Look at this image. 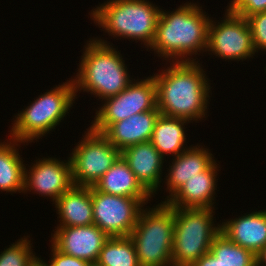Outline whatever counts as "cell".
Instances as JSON below:
<instances>
[{
	"mask_svg": "<svg viewBox=\"0 0 266 266\" xmlns=\"http://www.w3.org/2000/svg\"><path fill=\"white\" fill-rule=\"evenodd\" d=\"M33 266H44L43 263L38 259Z\"/></svg>",
	"mask_w": 266,
	"mask_h": 266,
	"instance_id": "4dcf8cb0",
	"label": "cell"
},
{
	"mask_svg": "<svg viewBox=\"0 0 266 266\" xmlns=\"http://www.w3.org/2000/svg\"><path fill=\"white\" fill-rule=\"evenodd\" d=\"M0 142V191L23 193L25 162L19 155L20 145L24 142L15 140ZM9 142V143H8ZM19 146V148H17Z\"/></svg>",
	"mask_w": 266,
	"mask_h": 266,
	"instance_id": "7402d4cb",
	"label": "cell"
},
{
	"mask_svg": "<svg viewBox=\"0 0 266 266\" xmlns=\"http://www.w3.org/2000/svg\"><path fill=\"white\" fill-rule=\"evenodd\" d=\"M94 37L87 41L73 79L75 94L89 92L98 100L119 94L132 81L121 52L110 42ZM132 80H131V79Z\"/></svg>",
	"mask_w": 266,
	"mask_h": 266,
	"instance_id": "3957f363",
	"label": "cell"
},
{
	"mask_svg": "<svg viewBox=\"0 0 266 266\" xmlns=\"http://www.w3.org/2000/svg\"><path fill=\"white\" fill-rule=\"evenodd\" d=\"M219 164L214 160L204 171L187 180L165 203L174 208H214Z\"/></svg>",
	"mask_w": 266,
	"mask_h": 266,
	"instance_id": "5bb4252c",
	"label": "cell"
},
{
	"mask_svg": "<svg viewBox=\"0 0 266 266\" xmlns=\"http://www.w3.org/2000/svg\"><path fill=\"white\" fill-rule=\"evenodd\" d=\"M220 223V232L257 256L266 246V209Z\"/></svg>",
	"mask_w": 266,
	"mask_h": 266,
	"instance_id": "2e32d148",
	"label": "cell"
},
{
	"mask_svg": "<svg viewBox=\"0 0 266 266\" xmlns=\"http://www.w3.org/2000/svg\"><path fill=\"white\" fill-rule=\"evenodd\" d=\"M174 207L160 202L143 208L130 238L140 266H173Z\"/></svg>",
	"mask_w": 266,
	"mask_h": 266,
	"instance_id": "8992f818",
	"label": "cell"
},
{
	"mask_svg": "<svg viewBox=\"0 0 266 266\" xmlns=\"http://www.w3.org/2000/svg\"><path fill=\"white\" fill-rule=\"evenodd\" d=\"M51 257L49 259V264L47 261L39 258L44 266H88L89 262L83 259L67 255L63 252H60L52 243L50 245ZM47 262V263H46Z\"/></svg>",
	"mask_w": 266,
	"mask_h": 266,
	"instance_id": "83f0119b",
	"label": "cell"
},
{
	"mask_svg": "<svg viewBox=\"0 0 266 266\" xmlns=\"http://www.w3.org/2000/svg\"><path fill=\"white\" fill-rule=\"evenodd\" d=\"M174 10L161 9L149 49L169 63L196 62L197 57L192 56L206 52L211 17L194 2H186Z\"/></svg>",
	"mask_w": 266,
	"mask_h": 266,
	"instance_id": "7a4b0ae2",
	"label": "cell"
},
{
	"mask_svg": "<svg viewBox=\"0 0 266 266\" xmlns=\"http://www.w3.org/2000/svg\"><path fill=\"white\" fill-rule=\"evenodd\" d=\"M160 11L161 8L149 0H107L93 8L89 15L109 36L140 41L149 50Z\"/></svg>",
	"mask_w": 266,
	"mask_h": 266,
	"instance_id": "277c9868",
	"label": "cell"
},
{
	"mask_svg": "<svg viewBox=\"0 0 266 266\" xmlns=\"http://www.w3.org/2000/svg\"><path fill=\"white\" fill-rule=\"evenodd\" d=\"M213 208H174L173 266H191L207 254L221 226Z\"/></svg>",
	"mask_w": 266,
	"mask_h": 266,
	"instance_id": "52a82bcc",
	"label": "cell"
},
{
	"mask_svg": "<svg viewBox=\"0 0 266 266\" xmlns=\"http://www.w3.org/2000/svg\"><path fill=\"white\" fill-rule=\"evenodd\" d=\"M204 70L199 60L170 62L169 67L154 74L160 114L195 123L207 118L212 87Z\"/></svg>",
	"mask_w": 266,
	"mask_h": 266,
	"instance_id": "6da1fadb",
	"label": "cell"
},
{
	"mask_svg": "<svg viewBox=\"0 0 266 266\" xmlns=\"http://www.w3.org/2000/svg\"><path fill=\"white\" fill-rule=\"evenodd\" d=\"M139 80L133 79L119 94L101 100L104 102L95 110L96 115L89 126L93 131L103 134L113 123L157 108L153 74Z\"/></svg>",
	"mask_w": 266,
	"mask_h": 266,
	"instance_id": "9c48e42d",
	"label": "cell"
},
{
	"mask_svg": "<svg viewBox=\"0 0 266 266\" xmlns=\"http://www.w3.org/2000/svg\"><path fill=\"white\" fill-rule=\"evenodd\" d=\"M53 204L60 219L58 226H86L93 224L91 187L73 186Z\"/></svg>",
	"mask_w": 266,
	"mask_h": 266,
	"instance_id": "d6986e66",
	"label": "cell"
},
{
	"mask_svg": "<svg viewBox=\"0 0 266 266\" xmlns=\"http://www.w3.org/2000/svg\"><path fill=\"white\" fill-rule=\"evenodd\" d=\"M191 266H223L210 252L201 256Z\"/></svg>",
	"mask_w": 266,
	"mask_h": 266,
	"instance_id": "f1b7e54d",
	"label": "cell"
},
{
	"mask_svg": "<svg viewBox=\"0 0 266 266\" xmlns=\"http://www.w3.org/2000/svg\"><path fill=\"white\" fill-rule=\"evenodd\" d=\"M23 237L1 251L0 266H33L37 262L39 257L35 256L30 236Z\"/></svg>",
	"mask_w": 266,
	"mask_h": 266,
	"instance_id": "d4e9b609",
	"label": "cell"
},
{
	"mask_svg": "<svg viewBox=\"0 0 266 266\" xmlns=\"http://www.w3.org/2000/svg\"><path fill=\"white\" fill-rule=\"evenodd\" d=\"M247 21L249 23L253 46L256 53L259 51H266V11L257 12L248 16Z\"/></svg>",
	"mask_w": 266,
	"mask_h": 266,
	"instance_id": "484cf974",
	"label": "cell"
},
{
	"mask_svg": "<svg viewBox=\"0 0 266 266\" xmlns=\"http://www.w3.org/2000/svg\"><path fill=\"white\" fill-rule=\"evenodd\" d=\"M56 230V231H55ZM51 234V243L67 255L97 262L100 251L109 236L98 226H57Z\"/></svg>",
	"mask_w": 266,
	"mask_h": 266,
	"instance_id": "4fadbf2b",
	"label": "cell"
},
{
	"mask_svg": "<svg viewBox=\"0 0 266 266\" xmlns=\"http://www.w3.org/2000/svg\"><path fill=\"white\" fill-rule=\"evenodd\" d=\"M97 191L122 197L152 198L136 179L122 156L93 186Z\"/></svg>",
	"mask_w": 266,
	"mask_h": 266,
	"instance_id": "ffe728a7",
	"label": "cell"
},
{
	"mask_svg": "<svg viewBox=\"0 0 266 266\" xmlns=\"http://www.w3.org/2000/svg\"><path fill=\"white\" fill-rule=\"evenodd\" d=\"M86 130L83 140L69 154L74 186H94L121 156V151L102 133L90 127Z\"/></svg>",
	"mask_w": 266,
	"mask_h": 266,
	"instance_id": "ba28073f",
	"label": "cell"
},
{
	"mask_svg": "<svg viewBox=\"0 0 266 266\" xmlns=\"http://www.w3.org/2000/svg\"><path fill=\"white\" fill-rule=\"evenodd\" d=\"M24 170V189L47 197L54 203L63 193L70 190L74 184L72 180L71 161L60 160L49 156L38 158L34 163Z\"/></svg>",
	"mask_w": 266,
	"mask_h": 266,
	"instance_id": "7c38bea8",
	"label": "cell"
},
{
	"mask_svg": "<svg viewBox=\"0 0 266 266\" xmlns=\"http://www.w3.org/2000/svg\"><path fill=\"white\" fill-rule=\"evenodd\" d=\"M93 224L109 237H128L149 198L122 197L97 191L91 186Z\"/></svg>",
	"mask_w": 266,
	"mask_h": 266,
	"instance_id": "30bf717a",
	"label": "cell"
},
{
	"mask_svg": "<svg viewBox=\"0 0 266 266\" xmlns=\"http://www.w3.org/2000/svg\"><path fill=\"white\" fill-rule=\"evenodd\" d=\"M190 121L182 118L169 117L160 114L155 121L154 130L150 142L158 150L160 155L165 159L169 154L176 157L186 148L185 125ZM185 146V147H184Z\"/></svg>",
	"mask_w": 266,
	"mask_h": 266,
	"instance_id": "44dd1931",
	"label": "cell"
},
{
	"mask_svg": "<svg viewBox=\"0 0 266 266\" xmlns=\"http://www.w3.org/2000/svg\"><path fill=\"white\" fill-rule=\"evenodd\" d=\"M88 266H101L98 262H91Z\"/></svg>",
	"mask_w": 266,
	"mask_h": 266,
	"instance_id": "1f68e13d",
	"label": "cell"
},
{
	"mask_svg": "<svg viewBox=\"0 0 266 266\" xmlns=\"http://www.w3.org/2000/svg\"><path fill=\"white\" fill-rule=\"evenodd\" d=\"M214 158L209 148H204L198 143L172 158L170 169L167 170L168 175L164 177L166 178L165 185H167L164 190L169 191V195L162 202L170 198L187 180L204 171L214 161Z\"/></svg>",
	"mask_w": 266,
	"mask_h": 266,
	"instance_id": "ac0fdd59",
	"label": "cell"
},
{
	"mask_svg": "<svg viewBox=\"0 0 266 266\" xmlns=\"http://www.w3.org/2000/svg\"><path fill=\"white\" fill-rule=\"evenodd\" d=\"M159 115L158 108L135 114L113 123L103 135L120 151L129 146L150 141Z\"/></svg>",
	"mask_w": 266,
	"mask_h": 266,
	"instance_id": "e0dca14e",
	"label": "cell"
},
{
	"mask_svg": "<svg viewBox=\"0 0 266 266\" xmlns=\"http://www.w3.org/2000/svg\"><path fill=\"white\" fill-rule=\"evenodd\" d=\"M209 252L223 266H257L256 256L251 251L232 242L221 232L214 238Z\"/></svg>",
	"mask_w": 266,
	"mask_h": 266,
	"instance_id": "cb8c5ba5",
	"label": "cell"
},
{
	"mask_svg": "<svg viewBox=\"0 0 266 266\" xmlns=\"http://www.w3.org/2000/svg\"><path fill=\"white\" fill-rule=\"evenodd\" d=\"M257 266H266V246L256 256Z\"/></svg>",
	"mask_w": 266,
	"mask_h": 266,
	"instance_id": "f546056e",
	"label": "cell"
},
{
	"mask_svg": "<svg viewBox=\"0 0 266 266\" xmlns=\"http://www.w3.org/2000/svg\"><path fill=\"white\" fill-rule=\"evenodd\" d=\"M226 10L247 18L254 13L266 11V0H231Z\"/></svg>",
	"mask_w": 266,
	"mask_h": 266,
	"instance_id": "4316f807",
	"label": "cell"
},
{
	"mask_svg": "<svg viewBox=\"0 0 266 266\" xmlns=\"http://www.w3.org/2000/svg\"><path fill=\"white\" fill-rule=\"evenodd\" d=\"M221 19L220 22L210 20L206 53L208 51L209 55L214 54L225 61L253 59L256 51L247 19L227 10Z\"/></svg>",
	"mask_w": 266,
	"mask_h": 266,
	"instance_id": "8fae6325",
	"label": "cell"
},
{
	"mask_svg": "<svg viewBox=\"0 0 266 266\" xmlns=\"http://www.w3.org/2000/svg\"><path fill=\"white\" fill-rule=\"evenodd\" d=\"M101 266H140L133 240L128 237H109L100 251Z\"/></svg>",
	"mask_w": 266,
	"mask_h": 266,
	"instance_id": "603a6c76",
	"label": "cell"
},
{
	"mask_svg": "<svg viewBox=\"0 0 266 266\" xmlns=\"http://www.w3.org/2000/svg\"><path fill=\"white\" fill-rule=\"evenodd\" d=\"M136 179L152 195L160 190L164 158L150 141L129 146L121 151ZM157 191V192H156Z\"/></svg>",
	"mask_w": 266,
	"mask_h": 266,
	"instance_id": "9a60e30c",
	"label": "cell"
},
{
	"mask_svg": "<svg viewBox=\"0 0 266 266\" xmlns=\"http://www.w3.org/2000/svg\"><path fill=\"white\" fill-rule=\"evenodd\" d=\"M53 88L44 94L41 93L15 115L8 137L27 145L28 142L32 143L34 140L43 138L56 129L55 127L64 120L66 114H69L78 95L75 94L74 81L70 78Z\"/></svg>",
	"mask_w": 266,
	"mask_h": 266,
	"instance_id": "5b68a950",
	"label": "cell"
}]
</instances>
